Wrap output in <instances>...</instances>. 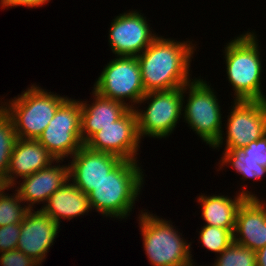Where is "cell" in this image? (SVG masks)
Wrapping results in <instances>:
<instances>
[{"instance_id": "6da1fadb", "label": "cell", "mask_w": 266, "mask_h": 266, "mask_svg": "<svg viewBox=\"0 0 266 266\" xmlns=\"http://www.w3.org/2000/svg\"><path fill=\"white\" fill-rule=\"evenodd\" d=\"M196 45L189 39L177 41L159 35L137 56L145 92L173 90L192 81L190 66Z\"/></svg>"}, {"instance_id": "7a4b0ae2", "label": "cell", "mask_w": 266, "mask_h": 266, "mask_svg": "<svg viewBox=\"0 0 266 266\" xmlns=\"http://www.w3.org/2000/svg\"><path fill=\"white\" fill-rule=\"evenodd\" d=\"M245 31L230 39L223 49L226 78L234 101H266L263 92V61L261 45L255 30Z\"/></svg>"}, {"instance_id": "3957f363", "label": "cell", "mask_w": 266, "mask_h": 266, "mask_svg": "<svg viewBox=\"0 0 266 266\" xmlns=\"http://www.w3.org/2000/svg\"><path fill=\"white\" fill-rule=\"evenodd\" d=\"M140 164L121 160L88 194L92 211L119 221L130 217L145 183Z\"/></svg>"}, {"instance_id": "277c9868", "label": "cell", "mask_w": 266, "mask_h": 266, "mask_svg": "<svg viewBox=\"0 0 266 266\" xmlns=\"http://www.w3.org/2000/svg\"><path fill=\"white\" fill-rule=\"evenodd\" d=\"M13 98L5 101L1 97L0 106L11 117L17 137L38 140L58 107L68 97L32 83L21 95Z\"/></svg>"}, {"instance_id": "5b68a950", "label": "cell", "mask_w": 266, "mask_h": 266, "mask_svg": "<svg viewBox=\"0 0 266 266\" xmlns=\"http://www.w3.org/2000/svg\"><path fill=\"white\" fill-rule=\"evenodd\" d=\"M139 211L136 218L151 266H183L192 260V242L183 238L171 220L162 219L146 209Z\"/></svg>"}, {"instance_id": "8992f818", "label": "cell", "mask_w": 266, "mask_h": 266, "mask_svg": "<svg viewBox=\"0 0 266 266\" xmlns=\"http://www.w3.org/2000/svg\"><path fill=\"white\" fill-rule=\"evenodd\" d=\"M217 94L211 83L209 85L200 76L193 77L192 81L183 86L182 122L187 123L189 129L211 149L224 132V117Z\"/></svg>"}, {"instance_id": "52a82bcc", "label": "cell", "mask_w": 266, "mask_h": 266, "mask_svg": "<svg viewBox=\"0 0 266 266\" xmlns=\"http://www.w3.org/2000/svg\"><path fill=\"white\" fill-rule=\"evenodd\" d=\"M182 101L183 87L147 92L134 108L140 139L168 138L182 118ZM146 103L148 106L144 107Z\"/></svg>"}, {"instance_id": "ba28073f", "label": "cell", "mask_w": 266, "mask_h": 266, "mask_svg": "<svg viewBox=\"0 0 266 266\" xmlns=\"http://www.w3.org/2000/svg\"><path fill=\"white\" fill-rule=\"evenodd\" d=\"M93 85L92 89L100 96L118 100L130 109H134L146 94L137 57L116 56L111 59Z\"/></svg>"}, {"instance_id": "9c48e42d", "label": "cell", "mask_w": 266, "mask_h": 266, "mask_svg": "<svg viewBox=\"0 0 266 266\" xmlns=\"http://www.w3.org/2000/svg\"><path fill=\"white\" fill-rule=\"evenodd\" d=\"M80 100L67 98L57 109L38 141L56 160L70 159L84 144Z\"/></svg>"}, {"instance_id": "30bf717a", "label": "cell", "mask_w": 266, "mask_h": 266, "mask_svg": "<svg viewBox=\"0 0 266 266\" xmlns=\"http://www.w3.org/2000/svg\"><path fill=\"white\" fill-rule=\"evenodd\" d=\"M224 124L226 131L212 147L242 149L266 135V101H232ZM226 135V136H225ZM225 139V140H224Z\"/></svg>"}, {"instance_id": "8fae6325", "label": "cell", "mask_w": 266, "mask_h": 266, "mask_svg": "<svg viewBox=\"0 0 266 266\" xmlns=\"http://www.w3.org/2000/svg\"><path fill=\"white\" fill-rule=\"evenodd\" d=\"M146 18L141 11L129 9L111 20L108 44L115 57H137L159 36Z\"/></svg>"}, {"instance_id": "7c38bea8", "label": "cell", "mask_w": 266, "mask_h": 266, "mask_svg": "<svg viewBox=\"0 0 266 266\" xmlns=\"http://www.w3.org/2000/svg\"><path fill=\"white\" fill-rule=\"evenodd\" d=\"M141 142L135 111L129 109L116 122L94 133L84 145L93 151L116 155L122 160L140 161L137 156Z\"/></svg>"}, {"instance_id": "4fadbf2b", "label": "cell", "mask_w": 266, "mask_h": 266, "mask_svg": "<svg viewBox=\"0 0 266 266\" xmlns=\"http://www.w3.org/2000/svg\"><path fill=\"white\" fill-rule=\"evenodd\" d=\"M60 230V226L40 209L30 210L21 223L17 249L42 266Z\"/></svg>"}, {"instance_id": "5bb4252c", "label": "cell", "mask_w": 266, "mask_h": 266, "mask_svg": "<svg viewBox=\"0 0 266 266\" xmlns=\"http://www.w3.org/2000/svg\"><path fill=\"white\" fill-rule=\"evenodd\" d=\"M71 158L68 162L69 180L87 195L122 160L110 153L93 151L85 145Z\"/></svg>"}, {"instance_id": "9a60e30c", "label": "cell", "mask_w": 266, "mask_h": 266, "mask_svg": "<svg viewBox=\"0 0 266 266\" xmlns=\"http://www.w3.org/2000/svg\"><path fill=\"white\" fill-rule=\"evenodd\" d=\"M63 162L66 160H56L50 166L19 180L12 186L13 190L17 187L15 191L30 210H34V206L39 204L44 206L48 198L69 180V166Z\"/></svg>"}, {"instance_id": "2e32d148", "label": "cell", "mask_w": 266, "mask_h": 266, "mask_svg": "<svg viewBox=\"0 0 266 266\" xmlns=\"http://www.w3.org/2000/svg\"><path fill=\"white\" fill-rule=\"evenodd\" d=\"M233 242L255 252L266 245V200L246 198L239 206Z\"/></svg>"}, {"instance_id": "e0dca14e", "label": "cell", "mask_w": 266, "mask_h": 266, "mask_svg": "<svg viewBox=\"0 0 266 266\" xmlns=\"http://www.w3.org/2000/svg\"><path fill=\"white\" fill-rule=\"evenodd\" d=\"M56 159L38 141L18 138L9 161L4 183L12 187L17 179H23L33 173L50 166Z\"/></svg>"}, {"instance_id": "ac0fdd59", "label": "cell", "mask_w": 266, "mask_h": 266, "mask_svg": "<svg viewBox=\"0 0 266 266\" xmlns=\"http://www.w3.org/2000/svg\"><path fill=\"white\" fill-rule=\"evenodd\" d=\"M243 186V187H242ZM242 187V188H241ZM246 184L240 186L241 189L236 191V196L222 195L211 193L199 194L196 198L201 207V218L205 221L204 225L214 226L224 229H235L236 214L239 206L246 198H258L251 190L248 191ZM244 188V189H243ZM246 188V189H245Z\"/></svg>"}, {"instance_id": "d6986e66", "label": "cell", "mask_w": 266, "mask_h": 266, "mask_svg": "<svg viewBox=\"0 0 266 266\" xmlns=\"http://www.w3.org/2000/svg\"><path fill=\"white\" fill-rule=\"evenodd\" d=\"M93 101L80 100L81 136L83 144L96 132L120 119L130 108L124 103L100 96L94 90Z\"/></svg>"}, {"instance_id": "ffe728a7", "label": "cell", "mask_w": 266, "mask_h": 266, "mask_svg": "<svg viewBox=\"0 0 266 266\" xmlns=\"http://www.w3.org/2000/svg\"><path fill=\"white\" fill-rule=\"evenodd\" d=\"M40 210L61 226L62 220L88 215L92 209L88 195L70 180L56 190Z\"/></svg>"}, {"instance_id": "44dd1931", "label": "cell", "mask_w": 266, "mask_h": 266, "mask_svg": "<svg viewBox=\"0 0 266 266\" xmlns=\"http://www.w3.org/2000/svg\"><path fill=\"white\" fill-rule=\"evenodd\" d=\"M220 155V160L217 162V172L229 167H233V170L237 174H240L241 181L252 180L260 181L266 176V167L259 165L252 159H245V154L241 149H224Z\"/></svg>"}, {"instance_id": "7402d4cb", "label": "cell", "mask_w": 266, "mask_h": 266, "mask_svg": "<svg viewBox=\"0 0 266 266\" xmlns=\"http://www.w3.org/2000/svg\"><path fill=\"white\" fill-rule=\"evenodd\" d=\"M12 189V187H5L0 192V227L22 223L30 211L15 190L12 191L14 193L9 194L8 191Z\"/></svg>"}, {"instance_id": "603a6c76", "label": "cell", "mask_w": 266, "mask_h": 266, "mask_svg": "<svg viewBox=\"0 0 266 266\" xmlns=\"http://www.w3.org/2000/svg\"><path fill=\"white\" fill-rule=\"evenodd\" d=\"M18 137L11 117L0 106V177L5 180Z\"/></svg>"}, {"instance_id": "cb8c5ba5", "label": "cell", "mask_w": 266, "mask_h": 266, "mask_svg": "<svg viewBox=\"0 0 266 266\" xmlns=\"http://www.w3.org/2000/svg\"><path fill=\"white\" fill-rule=\"evenodd\" d=\"M199 230L201 231H198V240L202 244L201 246L212 253L214 252L217 256L233 242L234 229L203 225Z\"/></svg>"}, {"instance_id": "d4e9b609", "label": "cell", "mask_w": 266, "mask_h": 266, "mask_svg": "<svg viewBox=\"0 0 266 266\" xmlns=\"http://www.w3.org/2000/svg\"><path fill=\"white\" fill-rule=\"evenodd\" d=\"M216 257L213 266H256V252L235 242Z\"/></svg>"}, {"instance_id": "484cf974", "label": "cell", "mask_w": 266, "mask_h": 266, "mask_svg": "<svg viewBox=\"0 0 266 266\" xmlns=\"http://www.w3.org/2000/svg\"><path fill=\"white\" fill-rule=\"evenodd\" d=\"M21 223L0 227V253L17 249Z\"/></svg>"}, {"instance_id": "4316f807", "label": "cell", "mask_w": 266, "mask_h": 266, "mask_svg": "<svg viewBox=\"0 0 266 266\" xmlns=\"http://www.w3.org/2000/svg\"><path fill=\"white\" fill-rule=\"evenodd\" d=\"M0 266H41L18 249L0 253Z\"/></svg>"}, {"instance_id": "83f0119b", "label": "cell", "mask_w": 266, "mask_h": 266, "mask_svg": "<svg viewBox=\"0 0 266 266\" xmlns=\"http://www.w3.org/2000/svg\"><path fill=\"white\" fill-rule=\"evenodd\" d=\"M241 150L245 154V159H252L259 165L266 167V135L249 143Z\"/></svg>"}, {"instance_id": "f1b7e54d", "label": "cell", "mask_w": 266, "mask_h": 266, "mask_svg": "<svg viewBox=\"0 0 266 266\" xmlns=\"http://www.w3.org/2000/svg\"><path fill=\"white\" fill-rule=\"evenodd\" d=\"M51 0H0V7L8 10L12 7H27V8H39L48 4Z\"/></svg>"}, {"instance_id": "f546056e", "label": "cell", "mask_w": 266, "mask_h": 266, "mask_svg": "<svg viewBox=\"0 0 266 266\" xmlns=\"http://www.w3.org/2000/svg\"><path fill=\"white\" fill-rule=\"evenodd\" d=\"M256 266H266V245L256 251Z\"/></svg>"}, {"instance_id": "4dcf8cb0", "label": "cell", "mask_w": 266, "mask_h": 266, "mask_svg": "<svg viewBox=\"0 0 266 266\" xmlns=\"http://www.w3.org/2000/svg\"><path fill=\"white\" fill-rule=\"evenodd\" d=\"M197 263L194 261V259H192L190 262H188L186 265H183V266H198L196 265ZM199 266H203V265H199ZM206 266V265H205ZM209 266V265H208ZM211 266H213L211 264Z\"/></svg>"}, {"instance_id": "1f68e13d", "label": "cell", "mask_w": 266, "mask_h": 266, "mask_svg": "<svg viewBox=\"0 0 266 266\" xmlns=\"http://www.w3.org/2000/svg\"><path fill=\"white\" fill-rule=\"evenodd\" d=\"M6 187L4 180L0 177V192Z\"/></svg>"}]
</instances>
